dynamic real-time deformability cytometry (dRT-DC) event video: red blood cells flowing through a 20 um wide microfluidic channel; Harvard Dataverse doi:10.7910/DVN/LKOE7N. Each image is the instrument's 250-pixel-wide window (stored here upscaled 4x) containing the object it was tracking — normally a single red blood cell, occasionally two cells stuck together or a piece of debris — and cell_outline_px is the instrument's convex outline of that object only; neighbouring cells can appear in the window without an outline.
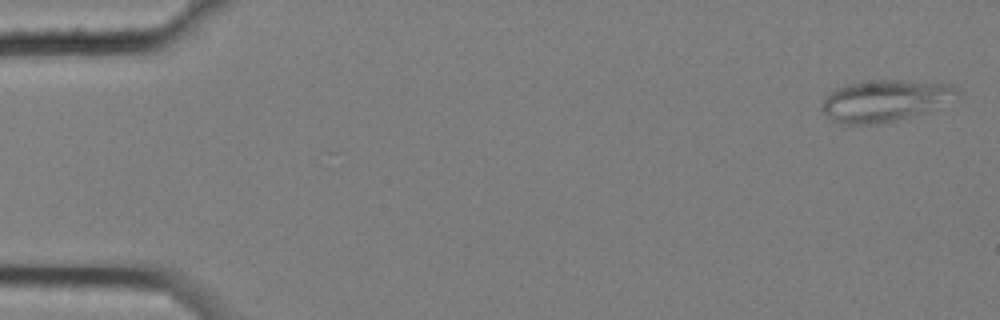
{"species": "common noctule bat (a hibernating species)", "species_latin": "Nyctalus noctula", "temperature_condition": "cold", "stored_images_in_passage": 6, "camera_frame_rate_fps": 3000, "um_per_image_px": 0.085, "animal": {"sex": "female", "body_mass_g": 25.1}, "frame": {"image": 1, "passage_image": 1, "time_ms": 0.0, "image_size_px": [1000, 320], "cell_outline_px": [[960, 96], [956, 100], [908, 116], [892, 120], [872, 124], [840, 124], [832, 120], [820, 108], [824, 100], [836, 88], [848, 84], [872, 80], [900, 80], [956, 84], [960, 92]], "centroid_in_image_um": [75.27, 8.53], "position_along_channel_um": 9.7, "area_um2": 32.43}}
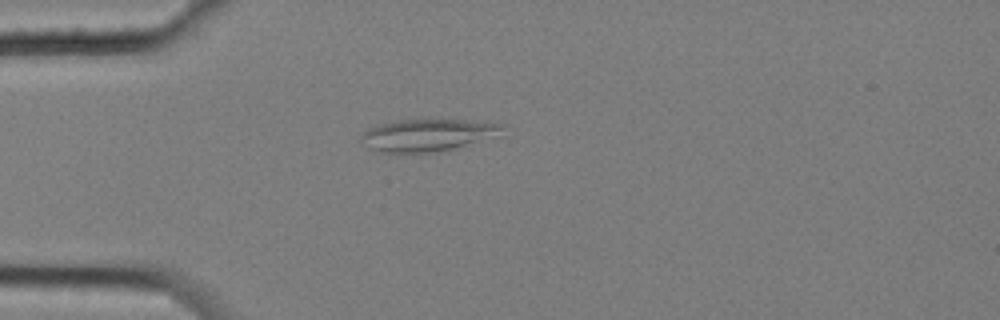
{"frame": {"image": 2, "passage_image": 5, "time_ms": 1.333, "image_size_px": [1000, 320], "cell_outline_px": [[504, 136], [448, 152], [380, 152], [372, 148], [360, 140], [360, 136], [368, 128], [380, 124], [400, 120], [424, 116], [428, 116], [488, 120], [504, 124]], "centroid_in_image_um": [36.61, 11.42], "position_along_channel_um": 48.4, "area_um2": 28.84}}